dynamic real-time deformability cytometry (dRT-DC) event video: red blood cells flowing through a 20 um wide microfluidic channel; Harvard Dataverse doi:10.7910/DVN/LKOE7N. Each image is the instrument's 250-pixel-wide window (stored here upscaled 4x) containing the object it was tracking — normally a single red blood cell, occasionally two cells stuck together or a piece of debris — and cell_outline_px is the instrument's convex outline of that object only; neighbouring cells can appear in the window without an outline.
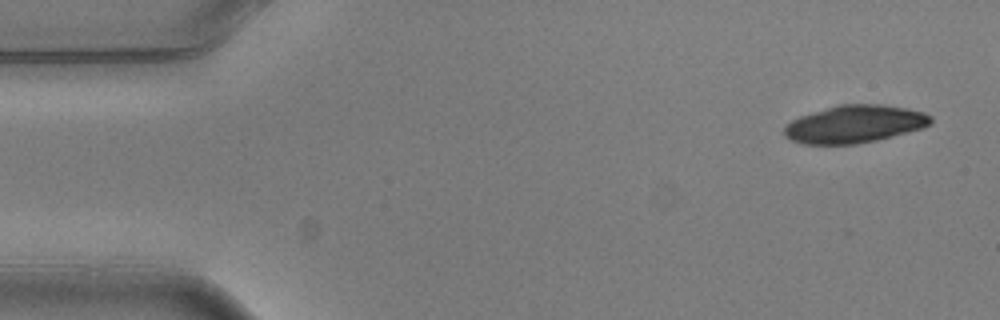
{"species": "common noctule bat (a hibernating species)", "species_latin": "Nyctalus noctula", "temperature_condition": "warm", "stored_images_in_passage": 5, "camera_frame_rate_fps": 3000, "um_per_image_px": 0.085, "animal": {"sex": "male", "body_mass_g": 20.5, "forearm_length_mm": 52.5}, "frame": {"image": 1, "passage_image": 1, "time_ms": 0.0, "image_size_px": [1000, 320], "cell_outline_px": [[932, 124], [924, 128], [876, 140], [856, 144], [804, 144], [792, 140], [784, 136], [784, 128], [792, 120], [800, 116], [840, 104], [880, 104], [908, 108], [924, 112], [932, 116]], "centroid_in_image_um": [72.69, 10.54], "position_along_channel_um": 12.3, "area_um2": 32.08}}